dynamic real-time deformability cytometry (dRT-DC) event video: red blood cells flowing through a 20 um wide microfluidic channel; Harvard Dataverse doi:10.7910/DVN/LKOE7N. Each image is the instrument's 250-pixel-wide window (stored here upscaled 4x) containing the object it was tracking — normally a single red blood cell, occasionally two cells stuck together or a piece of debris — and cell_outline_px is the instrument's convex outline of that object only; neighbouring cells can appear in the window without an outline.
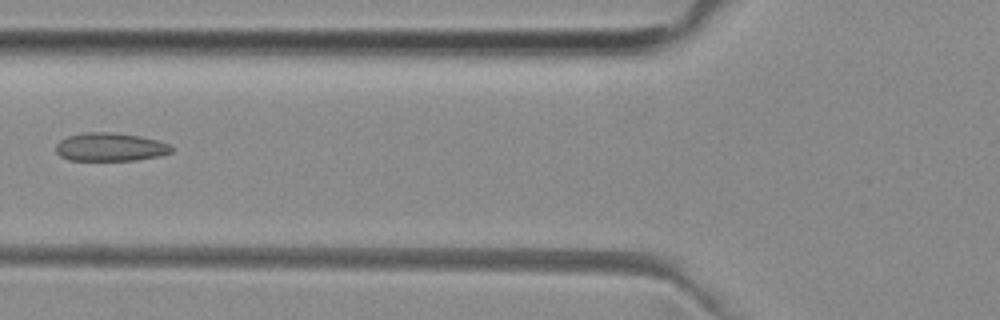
{"species": "common noctule bat (a hibernating species)", "species_latin": "Nyctalus noctula", "temperature_condition": "room temperature", "stored_images_in_passage": 6, "camera_frame_rate_fps": 3000, "um_per_image_px": 0.085, "animal": {"sex": "female", "body_mass_g": 29.2, "forearm_length_mm": 56.3}, "frame": {"image": 1, "passage_image": 6, "time_ms": 1.667, "image_size_px": [1000, 320], "cell_outline_px": [[172, 152], [160, 156], [136, 160], [68, 160], [60, 156], [56, 152], [56, 144], [60, 140], [68, 136], [84, 132], [112, 132], [140, 136], [156, 140], [168, 144], [172, 148]], "centroid_in_image_um": [9.35, 12.5], "position_along_channel_um": 116.5, "area_um2": 19.07}}